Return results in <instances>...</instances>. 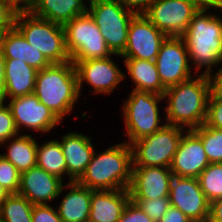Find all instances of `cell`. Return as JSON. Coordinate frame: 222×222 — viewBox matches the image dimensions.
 <instances>
[{"label": "cell", "instance_id": "6da1fadb", "mask_svg": "<svg viewBox=\"0 0 222 222\" xmlns=\"http://www.w3.org/2000/svg\"><path fill=\"white\" fill-rule=\"evenodd\" d=\"M211 91V77L203 74L167 88L163 95L167 99L165 123L187 130L205 124Z\"/></svg>", "mask_w": 222, "mask_h": 222}, {"label": "cell", "instance_id": "7a4b0ae2", "mask_svg": "<svg viewBox=\"0 0 222 222\" xmlns=\"http://www.w3.org/2000/svg\"><path fill=\"white\" fill-rule=\"evenodd\" d=\"M209 13V10H199L181 36L192 62L191 67L194 64V74L197 75L211 76L213 66L218 67L222 63V20L220 15ZM203 67L205 70L200 73Z\"/></svg>", "mask_w": 222, "mask_h": 222}, {"label": "cell", "instance_id": "3957f363", "mask_svg": "<svg viewBox=\"0 0 222 222\" xmlns=\"http://www.w3.org/2000/svg\"><path fill=\"white\" fill-rule=\"evenodd\" d=\"M132 149L127 142L94 152L81 178L80 185L91 190H128L132 180Z\"/></svg>", "mask_w": 222, "mask_h": 222}, {"label": "cell", "instance_id": "277c9868", "mask_svg": "<svg viewBox=\"0 0 222 222\" xmlns=\"http://www.w3.org/2000/svg\"><path fill=\"white\" fill-rule=\"evenodd\" d=\"M33 93L62 121L80 98L75 65L68 61L37 71Z\"/></svg>", "mask_w": 222, "mask_h": 222}, {"label": "cell", "instance_id": "5b68a950", "mask_svg": "<svg viewBox=\"0 0 222 222\" xmlns=\"http://www.w3.org/2000/svg\"><path fill=\"white\" fill-rule=\"evenodd\" d=\"M14 26L51 64L71 61L63 25L37 17L30 11H19L16 12Z\"/></svg>", "mask_w": 222, "mask_h": 222}, {"label": "cell", "instance_id": "8992f818", "mask_svg": "<svg viewBox=\"0 0 222 222\" xmlns=\"http://www.w3.org/2000/svg\"><path fill=\"white\" fill-rule=\"evenodd\" d=\"M128 96L122 105V118L126 127V134L123 135L128 137L125 142L130 145L133 141L157 132L166 123H163L165 118L160 115L158 105L164 100L163 95L133 89Z\"/></svg>", "mask_w": 222, "mask_h": 222}, {"label": "cell", "instance_id": "52a82bcc", "mask_svg": "<svg viewBox=\"0 0 222 222\" xmlns=\"http://www.w3.org/2000/svg\"><path fill=\"white\" fill-rule=\"evenodd\" d=\"M187 129L165 124L160 130L133 141V167H165L169 168L183 134Z\"/></svg>", "mask_w": 222, "mask_h": 222}, {"label": "cell", "instance_id": "ba28073f", "mask_svg": "<svg viewBox=\"0 0 222 222\" xmlns=\"http://www.w3.org/2000/svg\"><path fill=\"white\" fill-rule=\"evenodd\" d=\"M71 61L106 58L113 55L91 15L77 16L63 25Z\"/></svg>", "mask_w": 222, "mask_h": 222}, {"label": "cell", "instance_id": "9c48e42d", "mask_svg": "<svg viewBox=\"0 0 222 222\" xmlns=\"http://www.w3.org/2000/svg\"><path fill=\"white\" fill-rule=\"evenodd\" d=\"M88 13L99 27L107 47L121 54L127 44L128 28L136 15L114 0H88Z\"/></svg>", "mask_w": 222, "mask_h": 222}, {"label": "cell", "instance_id": "30bf717a", "mask_svg": "<svg viewBox=\"0 0 222 222\" xmlns=\"http://www.w3.org/2000/svg\"><path fill=\"white\" fill-rule=\"evenodd\" d=\"M155 63L160 81L166 89L196 75L192 74L193 67L182 37L168 36L159 49Z\"/></svg>", "mask_w": 222, "mask_h": 222}, {"label": "cell", "instance_id": "8fae6325", "mask_svg": "<svg viewBox=\"0 0 222 222\" xmlns=\"http://www.w3.org/2000/svg\"><path fill=\"white\" fill-rule=\"evenodd\" d=\"M114 55L120 56L119 54H113L106 58L71 61L75 65L80 95L83 83L92 87L93 91L91 93H95V95L107 94L108 96L119 87L120 82L125 79L126 75L111 59Z\"/></svg>", "mask_w": 222, "mask_h": 222}, {"label": "cell", "instance_id": "7c38bea8", "mask_svg": "<svg viewBox=\"0 0 222 222\" xmlns=\"http://www.w3.org/2000/svg\"><path fill=\"white\" fill-rule=\"evenodd\" d=\"M167 37L144 14L135 15L129 24L127 44L120 57L155 61Z\"/></svg>", "mask_w": 222, "mask_h": 222}, {"label": "cell", "instance_id": "4fadbf2b", "mask_svg": "<svg viewBox=\"0 0 222 222\" xmlns=\"http://www.w3.org/2000/svg\"><path fill=\"white\" fill-rule=\"evenodd\" d=\"M7 102L19 133L24 128L30 132L47 134L62 122L34 93L12 98Z\"/></svg>", "mask_w": 222, "mask_h": 222}, {"label": "cell", "instance_id": "5bb4252c", "mask_svg": "<svg viewBox=\"0 0 222 222\" xmlns=\"http://www.w3.org/2000/svg\"><path fill=\"white\" fill-rule=\"evenodd\" d=\"M198 11L187 0H154L144 15L167 36L181 37Z\"/></svg>", "mask_w": 222, "mask_h": 222}, {"label": "cell", "instance_id": "9a60e30c", "mask_svg": "<svg viewBox=\"0 0 222 222\" xmlns=\"http://www.w3.org/2000/svg\"><path fill=\"white\" fill-rule=\"evenodd\" d=\"M170 205L181 210L193 222H206L210 202L200 188L198 178L173 176L170 183Z\"/></svg>", "mask_w": 222, "mask_h": 222}, {"label": "cell", "instance_id": "2e32d148", "mask_svg": "<svg viewBox=\"0 0 222 222\" xmlns=\"http://www.w3.org/2000/svg\"><path fill=\"white\" fill-rule=\"evenodd\" d=\"M63 180L43 170L38 165L20 173L17 194L27 198L33 205L49 204L63 193Z\"/></svg>", "mask_w": 222, "mask_h": 222}, {"label": "cell", "instance_id": "e0dca14e", "mask_svg": "<svg viewBox=\"0 0 222 222\" xmlns=\"http://www.w3.org/2000/svg\"><path fill=\"white\" fill-rule=\"evenodd\" d=\"M209 164L202 140L192 130H187L169 167L173 176L198 178Z\"/></svg>", "mask_w": 222, "mask_h": 222}, {"label": "cell", "instance_id": "ac0fdd59", "mask_svg": "<svg viewBox=\"0 0 222 222\" xmlns=\"http://www.w3.org/2000/svg\"><path fill=\"white\" fill-rule=\"evenodd\" d=\"M173 174L165 167H133L129 186L130 199L169 197Z\"/></svg>", "mask_w": 222, "mask_h": 222}, {"label": "cell", "instance_id": "d6986e66", "mask_svg": "<svg viewBox=\"0 0 222 222\" xmlns=\"http://www.w3.org/2000/svg\"><path fill=\"white\" fill-rule=\"evenodd\" d=\"M60 145L67 166L68 183L78 181L92 160L95 145L89 135L69 132L62 135Z\"/></svg>", "mask_w": 222, "mask_h": 222}, {"label": "cell", "instance_id": "ffe728a7", "mask_svg": "<svg viewBox=\"0 0 222 222\" xmlns=\"http://www.w3.org/2000/svg\"><path fill=\"white\" fill-rule=\"evenodd\" d=\"M129 190L93 191L89 222H118L130 201Z\"/></svg>", "mask_w": 222, "mask_h": 222}, {"label": "cell", "instance_id": "44dd1931", "mask_svg": "<svg viewBox=\"0 0 222 222\" xmlns=\"http://www.w3.org/2000/svg\"><path fill=\"white\" fill-rule=\"evenodd\" d=\"M1 51L4 58L23 60L38 71L51 65L44 54L29 44L15 26L3 34Z\"/></svg>", "mask_w": 222, "mask_h": 222}, {"label": "cell", "instance_id": "7402d4cb", "mask_svg": "<svg viewBox=\"0 0 222 222\" xmlns=\"http://www.w3.org/2000/svg\"><path fill=\"white\" fill-rule=\"evenodd\" d=\"M69 192L58 205L57 212L63 222H88L91 195L94 190L80 185L77 181L67 182Z\"/></svg>", "mask_w": 222, "mask_h": 222}, {"label": "cell", "instance_id": "603a6c76", "mask_svg": "<svg viewBox=\"0 0 222 222\" xmlns=\"http://www.w3.org/2000/svg\"><path fill=\"white\" fill-rule=\"evenodd\" d=\"M37 69L20 59L5 58V102L34 92Z\"/></svg>", "mask_w": 222, "mask_h": 222}, {"label": "cell", "instance_id": "cb8c5ba5", "mask_svg": "<svg viewBox=\"0 0 222 222\" xmlns=\"http://www.w3.org/2000/svg\"><path fill=\"white\" fill-rule=\"evenodd\" d=\"M85 2V0H35L29 11L37 17L64 25L88 12V4Z\"/></svg>", "mask_w": 222, "mask_h": 222}, {"label": "cell", "instance_id": "d4e9b609", "mask_svg": "<svg viewBox=\"0 0 222 222\" xmlns=\"http://www.w3.org/2000/svg\"><path fill=\"white\" fill-rule=\"evenodd\" d=\"M134 90L164 95L166 88L160 81L155 61L122 58Z\"/></svg>", "mask_w": 222, "mask_h": 222}, {"label": "cell", "instance_id": "484cf974", "mask_svg": "<svg viewBox=\"0 0 222 222\" xmlns=\"http://www.w3.org/2000/svg\"><path fill=\"white\" fill-rule=\"evenodd\" d=\"M4 145L7 148V153L0 155L10 161L20 173L37 165V142L32 135L18 134L0 146L4 147Z\"/></svg>", "mask_w": 222, "mask_h": 222}, {"label": "cell", "instance_id": "4316f807", "mask_svg": "<svg viewBox=\"0 0 222 222\" xmlns=\"http://www.w3.org/2000/svg\"><path fill=\"white\" fill-rule=\"evenodd\" d=\"M37 165L50 174L63 180L67 166L60 142L56 139L37 144Z\"/></svg>", "mask_w": 222, "mask_h": 222}, {"label": "cell", "instance_id": "83f0119b", "mask_svg": "<svg viewBox=\"0 0 222 222\" xmlns=\"http://www.w3.org/2000/svg\"><path fill=\"white\" fill-rule=\"evenodd\" d=\"M33 204L19 194H10L0 204V222H32Z\"/></svg>", "mask_w": 222, "mask_h": 222}, {"label": "cell", "instance_id": "f1b7e54d", "mask_svg": "<svg viewBox=\"0 0 222 222\" xmlns=\"http://www.w3.org/2000/svg\"><path fill=\"white\" fill-rule=\"evenodd\" d=\"M201 190L211 203L222 198V163H210L198 176Z\"/></svg>", "mask_w": 222, "mask_h": 222}, {"label": "cell", "instance_id": "f546056e", "mask_svg": "<svg viewBox=\"0 0 222 222\" xmlns=\"http://www.w3.org/2000/svg\"><path fill=\"white\" fill-rule=\"evenodd\" d=\"M192 131L202 140L208 161L222 163V130L203 124Z\"/></svg>", "mask_w": 222, "mask_h": 222}, {"label": "cell", "instance_id": "4dcf8cb0", "mask_svg": "<svg viewBox=\"0 0 222 222\" xmlns=\"http://www.w3.org/2000/svg\"><path fill=\"white\" fill-rule=\"evenodd\" d=\"M131 201L136 203L143 210V212L155 222H159V220L171 206L169 197L154 199H131Z\"/></svg>", "mask_w": 222, "mask_h": 222}, {"label": "cell", "instance_id": "1f68e13d", "mask_svg": "<svg viewBox=\"0 0 222 222\" xmlns=\"http://www.w3.org/2000/svg\"><path fill=\"white\" fill-rule=\"evenodd\" d=\"M0 184L10 194H17L20 186V172L2 155H0Z\"/></svg>", "mask_w": 222, "mask_h": 222}, {"label": "cell", "instance_id": "d6a6232c", "mask_svg": "<svg viewBox=\"0 0 222 222\" xmlns=\"http://www.w3.org/2000/svg\"><path fill=\"white\" fill-rule=\"evenodd\" d=\"M205 125L222 130V94L217 93L213 88L208 100Z\"/></svg>", "mask_w": 222, "mask_h": 222}, {"label": "cell", "instance_id": "836d02e7", "mask_svg": "<svg viewBox=\"0 0 222 222\" xmlns=\"http://www.w3.org/2000/svg\"><path fill=\"white\" fill-rule=\"evenodd\" d=\"M18 134L9 106L0 102V145Z\"/></svg>", "mask_w": 222, "mask_h": 222}, {"label": "cell", "instance_id": "e575fe53", "mask_svg": "<svg viewBox=\"0 0 222 222\" xmlns=\"http://www.w3.org/2000/svg\"><path fill=\"white\" fill-rule=\"evenodd\" d=\"M32 222H63L58 215L57 209L50 204L34 205Z\"/></svg>", "mask_w": 222, "mask_h": 222}, {"label": "cell", "instance_id": "d590c367", "mask_svg": "<svg viewBox=\"0 0 222 222\" xmlns=\"http://www.w3.org/2000/svg\"><path fill=\"white\" fill-rule=\"evenodd\" d=\"M118 222H155L131 200L126 205Z\"/></svg>", "mask_w": 222, "mask_h": 222}, {"label": "cell", "instance_id": "8d00e7d4", "mask_svg": "<svg viewBox=\"0 0 222 222\" xmlns=\"http://www.w3.org/2000/svg\"><path fill=\"white\" fill-rule=\"evenodd\" d=\"M16 11L6 2L0 0V30H9L14 26Z\"/></svg>", "mask_w": 222, "mask_h": 222}, {"label": "cell", "instance_id": "74e56055", "mask_svg": "<svg viewBox=\"0 0 222 222\" xmlns=\"http://www.w3.org/2000/svg\"><path fill=\"white\" fill-rule=\"evenodd\" d=\"M136 15L145 14L154 0H114Z\"/></svg>", "mask_w": 222, "mask_h": 222}, {"label": "cell", "instance_id": "f35d334b", "mask_svg": "<svg viewBox=\"0 0 222 222\" xmlns=\"http://www.w3.org/2000/svg\"><path fill=\"white\" fill-rule=\"evenodd\" d=\"M159 222H193L181 210L170 206Z\"/></svg>", "mask_w": 222, "mask_h": 222}, {"label": "cell", "instance_id": "ab89813d", "mask_svg": "<svg viewBox=\"0 0 222 222\" xmlns=\"http://www.w3.org/2000/svg\"><path fill=\"white\" fill-rule=\"evenodd\" d=\"M189 3L193 4L198 10H210L213 9L218 11L222 6V0H187Z\"/></svg>", "mask_w": 222, "mask_h": 222}, {"label": "cell", "instance_id": "60d3db41", "mask_svg": "<svg viewBox=\"0 0 222 222\" xmlns=\"http://www.w3.org/2000/svg\"><path fill=\"white\" fill-rule=\"evenodd\" d=\"M209 222H222V198L210 203Z\"/></svg>", "mask_w": 222, "mask_h": 222}, {"label": "cell", "instance_id": "b9f144b4", "mask_svg": "<svg viewBox=\"0 0 222 222\" xmlns=\"http://www.w3.org/2000/svg\"><path fill=\"white\" fill-rule=\"evenodd\" d=\"M8 4L16 11H29L35 0H7Z\"/></svg>", "mask_w": 222, "mask_h": 222}, {"label": "cell", "instance_id": "7bdbcfd3", "mask_svg": "<svg viewBox=\"0 0 222 222\" xmlns=\"http://www.w3.org/2000/svg\"><path fill=\"white\" fill-rule=\"evenodd\" d=\"M0 102H5V58L0 50Z\"/></svg>", "mask_w": 222, "mask_h": 222}, {"label": "cell", "instance_id": "ee69618b", "mask_svg": "<svg viewBox=\"0 0 222 222\" xmlns=\"http://www.w3.org/2000/svg\"><path fill=\"white\" fill-rule=\"evenodd\" d=\"M218 67V71L213 73L210 77L212 80V88L217 92L222 94V63Z\"/></svg>", "mask_w": 222, "mask_h": 222}, {"label": "cell", "instance_id": "f6af8a7d", "mask_svg": "<svg viewBox=\"0 0 222 222\" xmlns=\"http://www.w3.org/2000/svg\"><path fill=\"white\" fill-rule=\"evenodd\" d=\"M10 195V193L0 184V204Z\"/></svg>", "mask_w": 222, "mask_h": 222}, {"label": "cell", "instance_id": "bcb514c9", "mask_svg": "<svg viewBox=\"0 0 222 222\" xmlns=\"http://www.w3.org/2000/svg\"><path fill=\"white\" fill-rule=\"evenodd\" d=\"M7 30H0V50H1V39L3 34L6 32Z\"/></svg>", "mask_w": 222, "mask_h": 222}]
</instances>
